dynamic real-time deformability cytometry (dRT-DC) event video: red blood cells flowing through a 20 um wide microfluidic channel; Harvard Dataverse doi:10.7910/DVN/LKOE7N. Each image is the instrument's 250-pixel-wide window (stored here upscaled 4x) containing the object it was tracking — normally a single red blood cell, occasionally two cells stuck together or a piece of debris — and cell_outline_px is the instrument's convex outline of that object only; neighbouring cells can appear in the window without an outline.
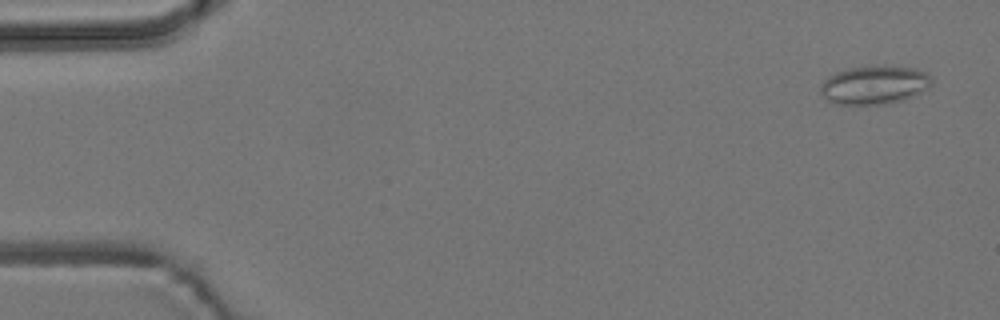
{"species": "common noctule bat (a hibernating species)", "species_latin": "Nyctalus noctula", "temperature_condition": "room temperature", "stored_images_in_passage": 55, "camera_frame_rate_fps": 3000, "um_per_image_px": 0.085, "animal": {"sex": "male", "body_mass_g": 19.2, "forearm_length_mm": 51.8}, "frame": {"image": 1, "passage_image": 3, "time_ms": 0.667, "image_size_px": [1000, 320], "cell_outline_px": [[932, 84], [928, 88], [904, 100], [876, 104], [836, 104], [828, 100], [820, 92], [820, 84], [828, 76], [836, 72], [848, 68], [884, 64], [916, 68], [928, 72], [932, 80]], "centroid_in_image_um": [74.34, 7.18], "position_along_channel_um": 10.7, "area_um2": 25.26}}
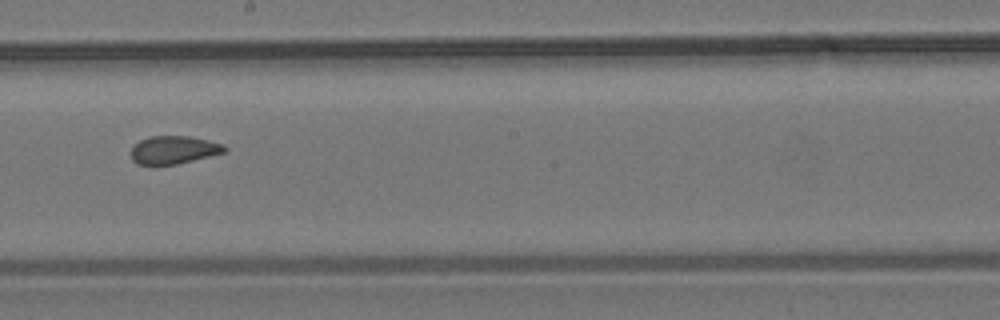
{"frame": {"image": 2, "passage_image": 31, "time_ms": 10.0, "image_size_px": [1000, 320], "cell_outline_px": [[228, 148], [224, 152], [176, 164], [136, 164], [132, 160], [132, 148], [140, 140], [148, 136], [188, 136], [208, 140], [224, 144]], "centroid_in_image_um": [14.77, 12.72], "position_along_channel_um": 233.4, "area_um2": 15.03}}
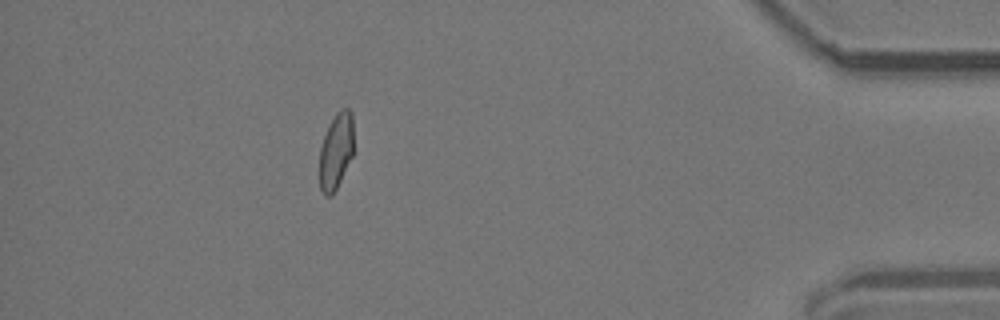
{"frame": {"image": 3, "passage_image": 49, "time_ms": 16.0, "image_size_px": [1000, 320], "cell_outline_px": [[352, 156], [332, 196], [324, 196], [320, 188], [320, 148], [324, 136], [336, 112], [340, 108], [348, 108], [352, 112]], "centroid_in_image_um": [28.55, 12.84], "position_along_channel_um": 406.7, "area_um2": 14.85}, "authors_computed_cell_mechanics": {"area_um2": 16.2996, "velocity_mm_per_s": 3.7825, "shape_relaxation_time_tau1_ms": null, "shape_relaxation_time_tau2_ms": 1.6054, "deformation_change_tau1": null, "deformation_change_tau2": 0.0555}}